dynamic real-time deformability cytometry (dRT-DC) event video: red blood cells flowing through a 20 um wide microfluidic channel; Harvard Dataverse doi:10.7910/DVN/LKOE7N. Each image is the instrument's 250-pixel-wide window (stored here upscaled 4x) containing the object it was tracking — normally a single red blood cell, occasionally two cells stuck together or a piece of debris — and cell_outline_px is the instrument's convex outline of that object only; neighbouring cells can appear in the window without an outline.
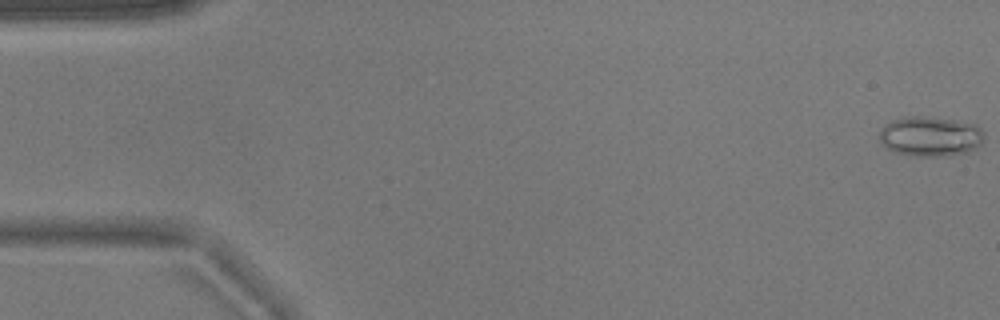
{"species": "common noctule bat (a hibernating species)", "species_latin": "Nyctalus noctula", "temperature_condition": "warm", "stored_images_in_passage": 53, "camera_frame_rate_fps": 3000, "um_per_image_px": 0.085, "animal": {"sex": "male", "body_mass_g": 17.9}, "frame": {"image": 1, "passage_image": 1, "time_ms": 0.0, "image_size_px": [1000, 320], "cell_outline_px": [[984, 140], [976, 148], [968, 152], [944, 156], [912, 156], [896, 152], [888, 148], [880, 140], [880, 132], [884, 124], [892, 120], [904, 116], [920, 116], [952, 120], [976, 124], [984, 132]], "centroid_in_image_um": [79.09, 11.59], "position_along_channel_um": 5.9, "area_um2": 24.33}}
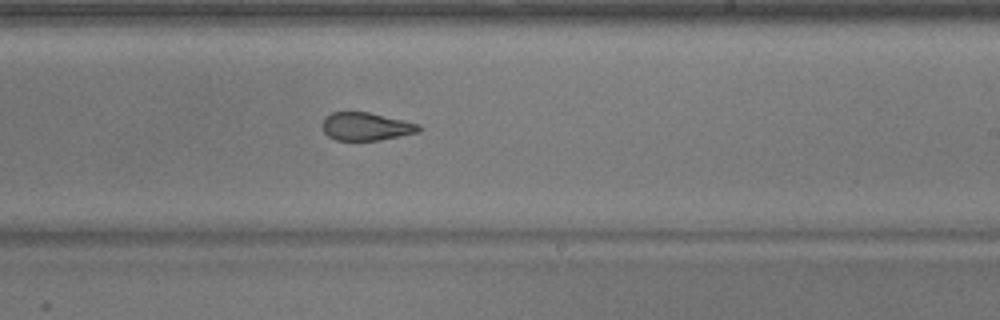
{"frame": {"image": 2, "passage_image": 32, "time_ms": 10.333, "image_size_px": [1000, 320], "cell_outline_px": [[420, 132], [380, 140], [336, 140], [328, 136], [324, 132], [320, 124], [324, 116], [332, 112], [368, 112], [404, 120], [420, 124]], "centroid_in_image_um": [31.08, 10.75], "position_along_channel_um": 257.9, "area_um2": 15.9}}
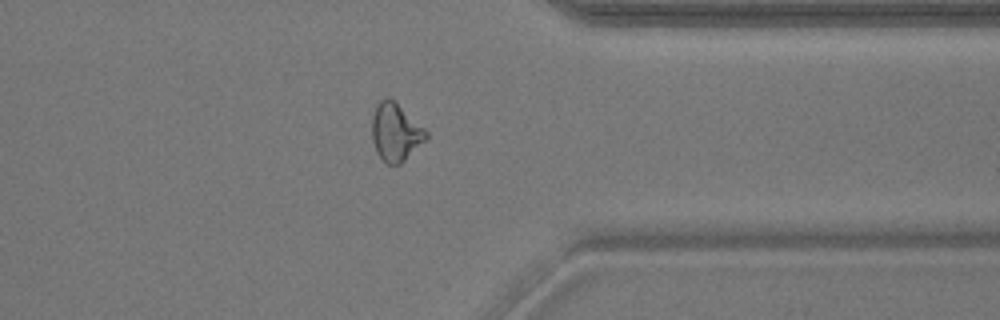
{"frame": {"image": 3, "passage_image": 42, "time_ms": 13.667, "image_size_px": [1000, 320], "cell_outline_px": [[428, 140], [400, 164], [388, 164], [376, 152], [372, 140], [372, 112], [376, 104], [380, 100], [388, 96], [424, 128], [428, 132]], "centroid_in_image_um": [33.62, 11.24], "position_along_channel_um": 377.8, "area_um2": 18.26}, "authors_computed_cell_mechanics": {"area_um2": 18.6694, "velocity_mm_per_s": 3.8144, "shape_relaxation_time_tau1_ms": null, "shape_relaxation_time_tau2_ms": 1.7312, "deformation_change_tau1": null, "deformation_change_tau2": 0.0879}}